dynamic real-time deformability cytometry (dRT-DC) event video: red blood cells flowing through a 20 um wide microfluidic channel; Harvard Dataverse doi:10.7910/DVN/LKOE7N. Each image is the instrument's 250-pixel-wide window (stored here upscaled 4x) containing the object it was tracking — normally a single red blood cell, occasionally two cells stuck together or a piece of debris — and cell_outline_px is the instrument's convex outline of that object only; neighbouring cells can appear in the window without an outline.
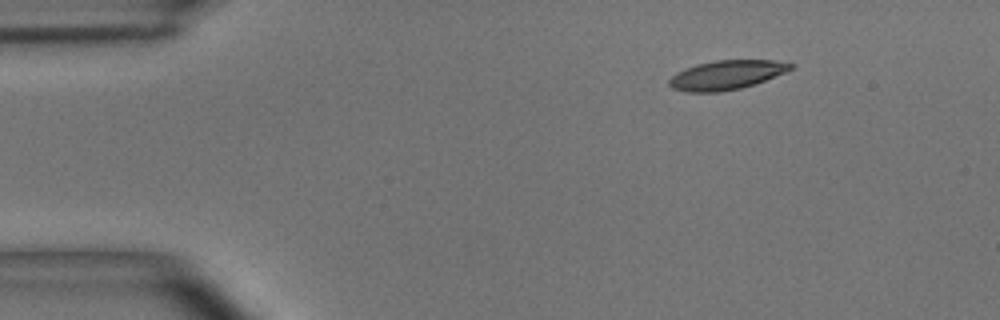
{"species": "common noctule bat (a hibernating species)", "species_latin": "Nyctalus noctula", "temperature_condition": "room temperature", "stored_images_in_passage": 48, "camera_frame_rate_fps": 3000, "um_per_image_px": 0.085, "animal": {"sex": "male", "body_mass_g": 15.6}, "frame": {"image": 1, "passage_image": 1, "time_ms": 0.0, "image_size_px": [1000, 320], "cell_outline_px": [[796, 64], [792, 68], [784, 72], [756, 84], [740, 88], [720, 92], [688, 92], [672, 88], [668, 84], [668, 80], [676, 72], [684, 68], [696, 64], [716, 60], [776, 60]], "centroid_in_image_um": [61.73, 6.37], "position_along_channel_um": 23.3, "area_um2": 20.75}}
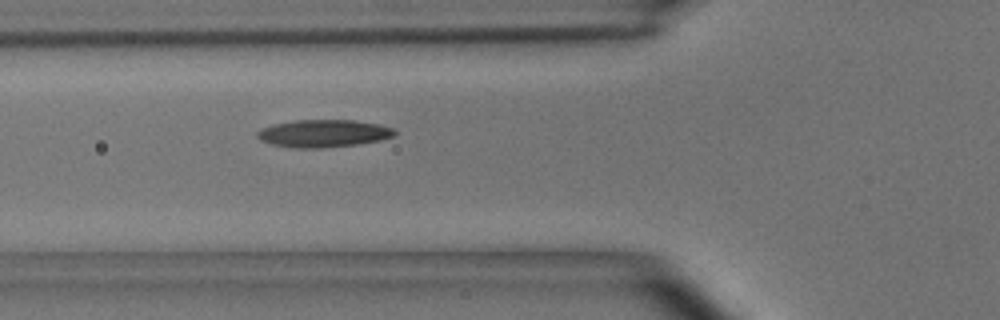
{"frame": {"image": 2, "passage_image": 13, "time_ms": 4.0, "image_size_px": [1000, 320], "cell_outline_px": [[396, 136], [380, 140], [360, 144], [320, 148], [296, 148], [272, 144], [260, 140], [256, 136], [256, 132], [272, 124], [296, 120], [352, 120], [376, 124], [396, 128]], "centroid_in_image_um": [27.52, 11.34], "position_along_channel_um": 98.3, "area_um2": 22.08}}
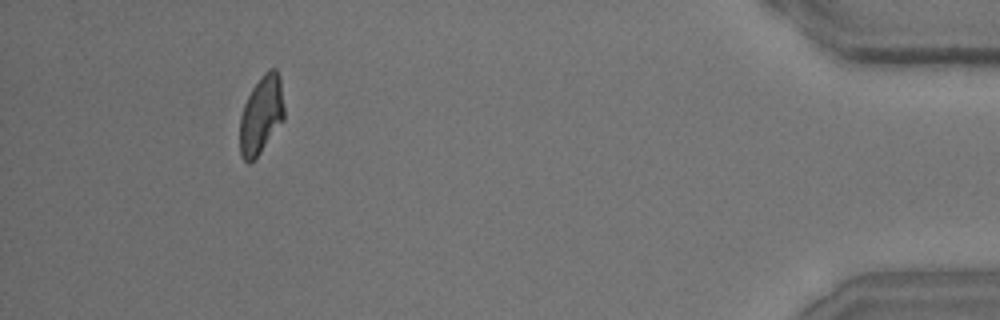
{"frame": {"image": 3, "passage_image": 44, "time_ms": 14.333, "image_size_px": [1000, 320], "cell_outline_px": [[284, 120], [260, 152], [248, 164], [244, 160], [240, 152], [240, 116], [244, 104], [252, 88], [264, 72], [268, 68], [276, 68], [280, 76], [284, 108]], "centroid_in_image_um": [22.21, 9.73], "position_along_channel_um": 413.0, "area_um2": 20.11}, "authors_computed_cell_mechanics": {"area_um2": 21.1548, "velocity_mm_per_s": 3.6421, "shape_relaxation_time_tau1_ms": 4.493, "shape_relaxation_time_tau2_ms": 2.601, "deformation_change_tau1": 0.1584, "deformation_change_tau2": 0.1134}}